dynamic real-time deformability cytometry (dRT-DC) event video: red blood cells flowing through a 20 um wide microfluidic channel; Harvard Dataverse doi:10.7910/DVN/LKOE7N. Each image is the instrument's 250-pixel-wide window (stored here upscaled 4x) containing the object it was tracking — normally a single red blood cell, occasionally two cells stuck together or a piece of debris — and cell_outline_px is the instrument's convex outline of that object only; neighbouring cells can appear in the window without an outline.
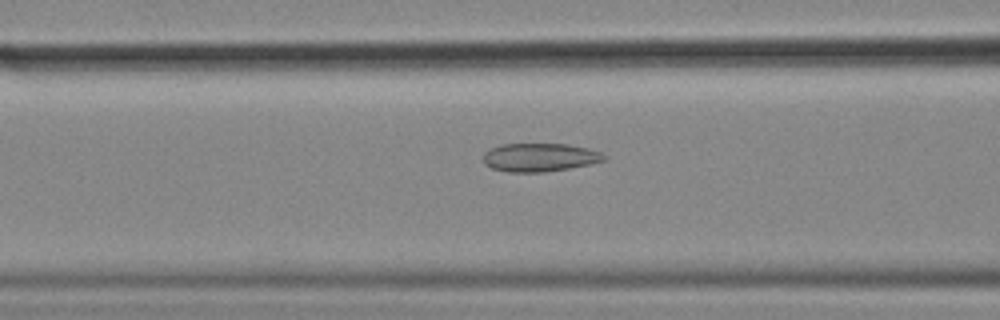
{"species": "common noctule bat (a hibernating species)", "species_latin": "Nyctalus noctula", "temperature_condition": "cold", "stored_images_in_passage": 15, "camera_frame_rate_fps": 3000, "um_per_image_px": 0.085, "animal": {"sex": "female", "body_mass_g": 18.4}, "frame": {"image": 1, "passage_image": 14, "time_ms": 4.333, "image_size_px": [1000, 320], "cell_outline_px": [[608, 156], [604, 160], [588, 164], [568, 168], [544, 172], [508, 172], [492, 168], [484, 164], [484, 152], [488, 148], [500, 144], [568, 144], [588, 148], [600, 152]], "centroid_in_image_um": [45.84, 13.37], "position_along_channel_um": 120.8, "area_um2": 20.0}}